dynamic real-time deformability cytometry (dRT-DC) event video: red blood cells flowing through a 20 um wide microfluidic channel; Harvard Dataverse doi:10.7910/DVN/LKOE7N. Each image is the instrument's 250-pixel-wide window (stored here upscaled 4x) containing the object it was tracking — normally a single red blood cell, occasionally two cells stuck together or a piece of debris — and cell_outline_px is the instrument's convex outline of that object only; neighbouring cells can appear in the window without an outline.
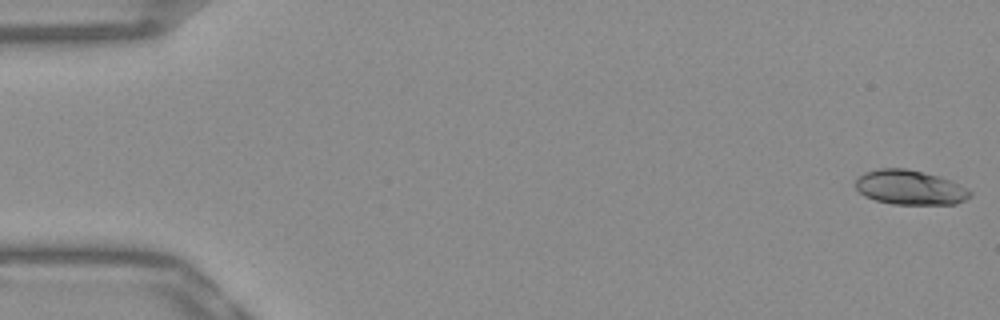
{"species": "Egyptian fruit bat (a non-hibernating species)", "species_latin": "Rousettus aegyptiacus", "temperature_condition": "warm", "stored_images_in_passage": 53, "camera_frame_rate_fps": 3000, "um_per_image_px": 0.085, "frame": {"image": 1, "passage_image": 1, "time_ms": 0.0, "image_size_px": [1000, 320], "cell_outline_px": [[972, 196], [956, 204], [892, 204], [876, 200], [864, 196], [856, 188], [856, 180], [864, 172], [880, 168], [904, 168], [936, 176], [948, 180], [968, 188], [972, 192]], "centroid_in_image_um": [77.34, 15.94], "position_along_channel_um": 7.7, "area_um2": 22.83}}
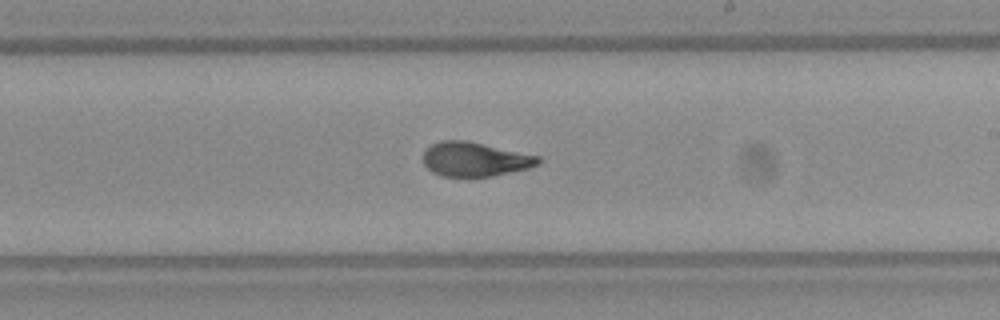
{"frame": {"image": 2, "passage_image": 31, "time_ms": 10.0, "image_size_px": [1000, 320], "cell_outline_px": [[540, 164], [528, 168], [492, 176], [440, 176], [432, 172], [424, 164], [424, 152], [432, 144], [440, 140], [468, 140], [540, 156]], "centroid_in_image_um": [40.37, 13.52], "position_along_channel_um": 248.6, "area_um2": 22.95}}
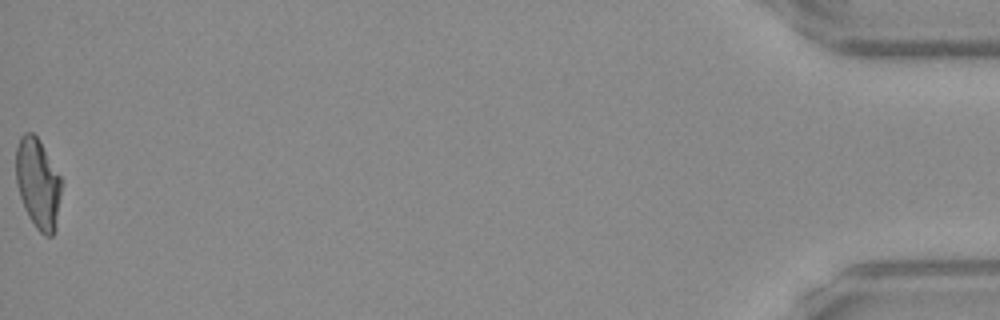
{"frame": {"image": 3, "passage_image": 53, "time_ms": 17.333, "image_size_px": [1000, 320], "cell_outline_px": [[60, 196], [56, 228], [52, 236], [44, 236], [36, 228], [28, 216], [24, 208], [16, 184], [16, 148], [20, 136], [24, 132], [32, 132], [40, 140], [60, 176]], "centroid_in_image_um": [3.21, 15.59], "position_along_channel_um": 432.0, "area_um2": 23.87}, "authors_computed_cell_mechanics": {"area_um2": 23.409, "velocity_mm_per_s": 3.8589, "shape_relaxation_time_tau1_ms": 9.6588, "shape_relaxation_time_tau2_ms": 1.2808, "deformation_change_tau1": 0.2716, "deformation_change_tau2": 0.0759}}